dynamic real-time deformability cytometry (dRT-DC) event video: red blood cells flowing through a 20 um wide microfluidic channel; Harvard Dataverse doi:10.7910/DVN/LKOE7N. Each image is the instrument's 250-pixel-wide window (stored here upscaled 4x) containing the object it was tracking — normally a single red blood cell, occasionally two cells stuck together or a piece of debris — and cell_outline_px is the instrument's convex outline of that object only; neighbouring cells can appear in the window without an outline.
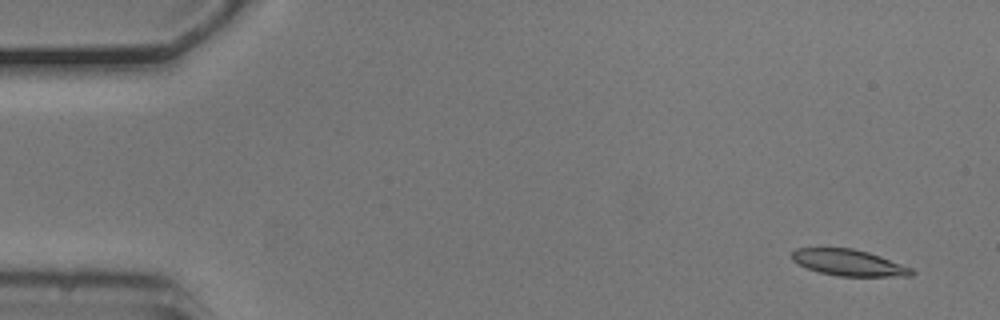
{"species": "common noctule bat (a hibernating species)", "species_latin": "Nyctalus noctula", "temperature_condition": "cold", "stored_images_in_passage": 53, "camera_frame_rate_fps": 3000, "um_per_image_px": 0.085, "animal": {"sex": "male", "body_mass_g": 20.5, "forearm_length_mm": 52.5}, "frame": {"image": 1, "passage_image": 3, "time_ms": 0.667, "image_size_px": [1000, 320], "cell_outline_px": [[916, 272], [912, 276], [836, 276], [820, 272], [796, 264], [792, 260], [792, 252], [796, 248], [852, 248], [868, 252], [880, 256], [912, 268]], "centroid_in_image_um": [72.14, 22.33], "position_along_channel_um": 12.9, "area_um2": 18.32}}
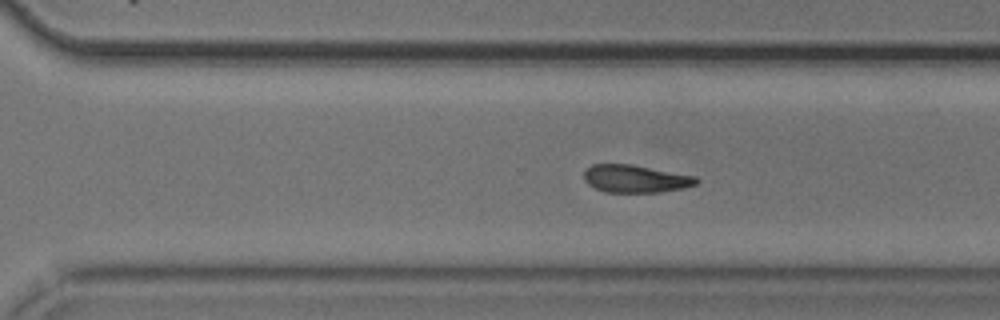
{"frame": {"image": 2, "passage_image": 37, "time_ms": 12.0, "image_size_px": [1000, 320], "cell_outline_px": [[700, 180], [696, 184], [684, 188], [656, 192], [604, 192], [588, 184], [584, 180], [584, 172], [592, 164], [632, 164], [696, 176]], "centroid_in_image_um": [54.02, 15.19], "position_along_channel_um": 316.6, "area_um2": 18.09}}
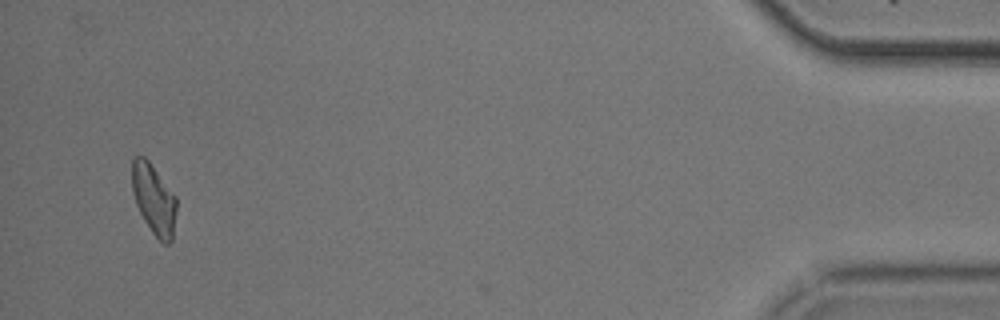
{"frame": {"image": 3, "passage_image": 52, "time_ms": 17.0, "image_size_px": [1000, 320], "cell_outline_px": [[176, 212], [172, 240], [168, 244], [164, 244], [152, 232], [144, 220], [136, 204], [132, 192], [132, 160], [136, 156], [144, 156], [148, 160], [176, 196]], "centroid_in_image_um": [13.07, 16.93], "position_along_channel_um": 422.1, "area_um2": 18.09}, "authors_computed_cell_mechanics": {"area_um2": 18.9584, "velocity_mm_per_s": 3.7104, "shape_relaxation_time_tau1_ms": 3.4024, "shape_relaxation_time_tau2_ms": 3.4697, "deformation_change_tau1": 0.1226, "deformation_change_tau2": 0.1139}}